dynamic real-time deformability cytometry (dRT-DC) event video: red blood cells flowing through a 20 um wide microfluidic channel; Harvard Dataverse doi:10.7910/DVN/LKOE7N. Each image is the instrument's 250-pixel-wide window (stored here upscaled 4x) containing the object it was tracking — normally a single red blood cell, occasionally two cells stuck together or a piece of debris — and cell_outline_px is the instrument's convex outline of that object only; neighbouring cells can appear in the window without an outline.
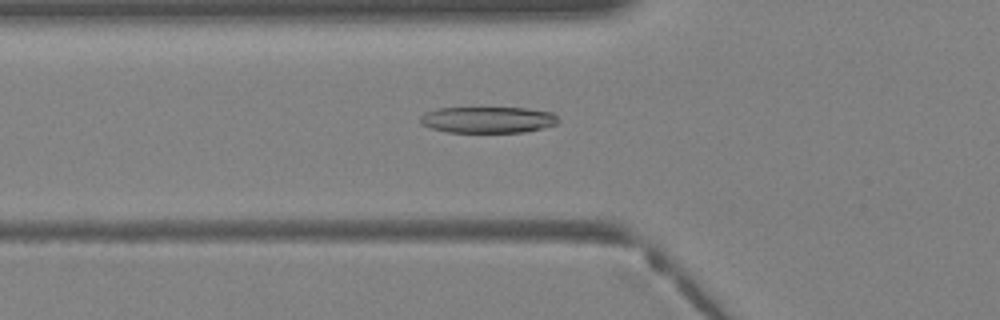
{"species": "Egyptian fruit bat (a non-hibernating species)", "species_latin": "Rousettus aegyptiacus", "temperature_condition": "warm", "stored_images_in_passage": 34, "camera_frame_rate_fps": 3000, "um_per_image_px": 0.085, "animal": {"sex": "female"}, "frame": {"image": 1, "passage_image": 9, "time_ms": 2.667, "image_size_px": [1000, 320], "cell_outline_px": [[560, 120], [556, 124], [544, 128], [524, 132], [448, 132], [432, 128], [424, 124], [420, 120], [420, 116], [424, 112], [440, 108], [528, 108], [552, 112]], "centroid_in_image_um": [41.51, 10.18], "position_along_channel_um": 84.3, "area_um2": 21.1}}
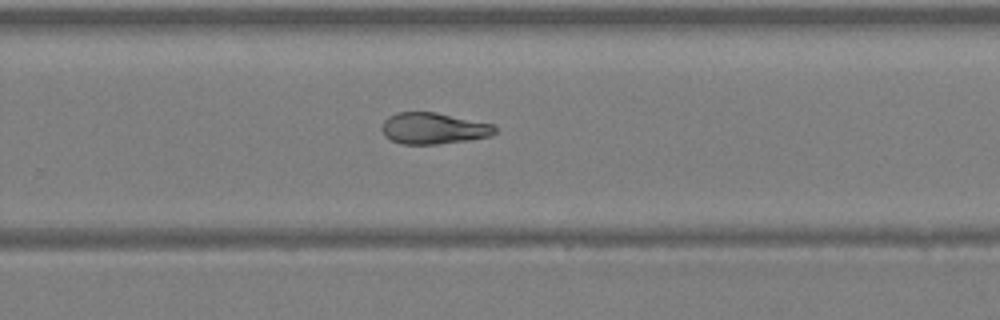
{"frame": {"image": 2, "passage_image": 21, "time_ms": 6.667, "image_size_px": [1000, 320], "cell_outline_px": [[496, 132], [492, 136], [468, 140], [436, 144], [400, 144], [384, 136], [380, 128], [384, 120], [388, 116], [396, 112], [436, 112], [492, 124], [496, 128]], "centroid_in_image_um": [36.81, 10.91], "position_along_channel_um": 293.0, "area_um2": 20.75}}
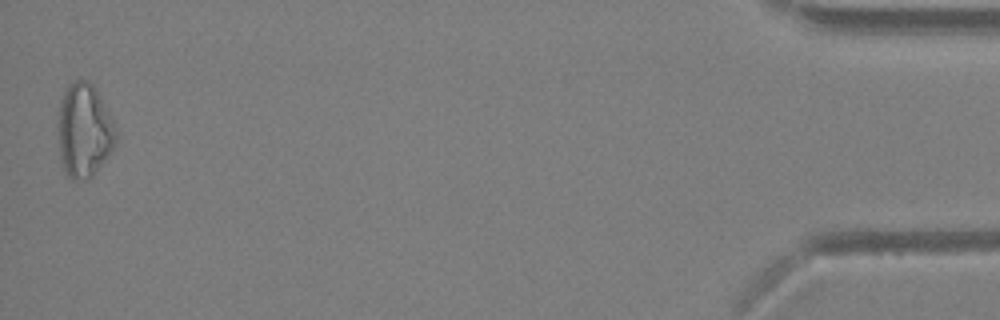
{"frame": {"image": 3, "passage_image": 34, "time_ms": 11.0, "image_size_px": [1000, 320], "cell_outline_px": [[116, 144], [92, 176], [88, 180], [72, 180], [64, 172], [60, 160], [60, 100], [64, 92], [76, 80], [88, 80], [96, 88], [116, 128]], "centroid_in_image_um": [7.17, 11.13], "position_along_channel_um": 428.0, "area_um2": 31.04}}